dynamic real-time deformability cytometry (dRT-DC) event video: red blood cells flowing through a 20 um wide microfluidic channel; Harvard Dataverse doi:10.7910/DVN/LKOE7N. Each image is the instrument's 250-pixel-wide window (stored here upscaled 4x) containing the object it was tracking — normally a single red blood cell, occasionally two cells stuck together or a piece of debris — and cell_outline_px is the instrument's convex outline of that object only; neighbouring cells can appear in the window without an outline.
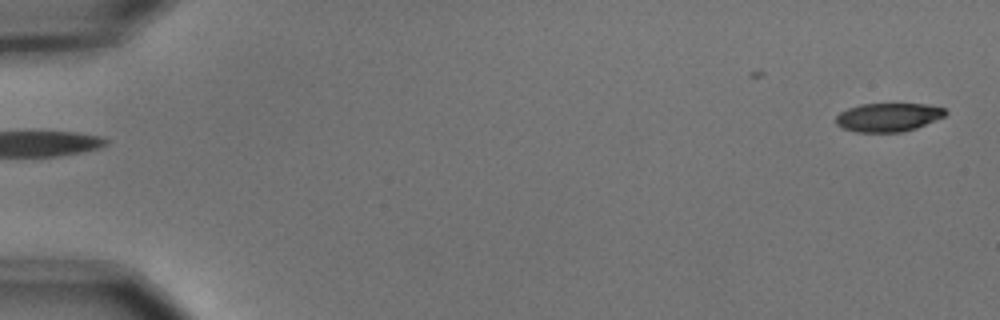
{"species": "common noctule bat (a hibernating species)", "species_latin": "Nyctalus noctula", "temperature_condition": "cold", "stored_images_in_passage": 5, "segment_of_instrument_passage": [2, 2], "camera_frame_rate_fps": 3000, "um_per_image_px": 0.085, "animal": {"sex": "male", "body_mass_g": 15.6}, "frame": {"image": 1, "passage_image": 5, "time_ms": 1.333, "image_size_px": [1000, 320], "cell_outline_px": [[948, 112], [944, 116], [916, 128], [900, 132], [856, 132], [844, 128], [836, 124], [836, 116], [840, 112], [848, 108], [860, 104], [928, 104], [944, 108]], "centroid_in_image_um": [75.49, 9.96], "position_along_channel_um": 9.5, "area_um2": 18.15}}